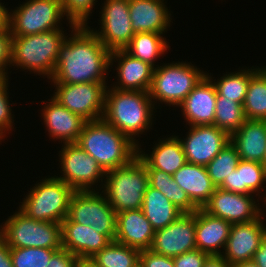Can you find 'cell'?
Returning <instances> with one entry per match:
<instances>
[{"instance_id": "6da1fadb", "label": "cell", "mask_w": 266, "mask_h": 267, "mask_svg": "<svg viewBox=\"0 0 266 267\" xmlns=\"http://www.w3.org/2000/svg\"><path fill=\"white\" fill-rule=\"evenodd\" d=\"M109 60L110 51L99 38L87 26H76L59 50L50 81L64 84L108 82Z\"/></svg>"}, {"instance_id": "7a4b0ae2", "label": "cell", "mask_w": 266, "mask_h": 267, "mask_svg": "<svg viewBox=\"0 0 266 267\" xmlns=\"http://www.w3.org/2000/svg\"><path fill=\"white\" fill-rule=\"evenodd\" d=\"M155 108L148 92L107 87L103 119L139 145L135 137L152 129Z\"/></svg>"}, {"instance_id": "3957f363", "label": "cell", "mask_w": 266, "mask_h": 267, "mask_svg": "<svg viewBox=\"0 0 266 267\" xmlns=\"http://www.w3.org/2000/svg\"><path fill=\"white\" fill-rule=\"evenodd\" d=\"M76 144L105 172L130 163L138 154V145L103 118L86 121Z\"/></svg>"}, {"instance_id": "277c9868", "label": "cell", "mask_w": 266, "mask_h": 267, "mask_svg": "<svg viewBox=\"0 0 266 267\" xmlns=\"http://www.w3.org/2000/svg\"><path fill=\"white\" fill-rule=\"evenodd\" d=\"M61 29L50 30L39 34L12 36L11 65L13 68L26 70L29 74L51 79L59 50L64 44L68 33Z\"/></svg>"}, {"instance_id": "5b68a950", "label": "cell", "mask_w": 266, "mask_h": 267, "mask_svg": "<svg viewBox=\"0 0 266 267\" xmlns=\"http://www.w3.org/2000/svg\"><path fill=\"white\" fill-rule=\"evenodd\" d=\"M149 186L146 165L137 156L130 163L106 172L102 192L116 213L141 209Z\"/></svg>"}, {"instance_id": "8992f818", "label": "cell", "mask_w": 266, "mask_h": 267, "mask_svg": "<svg viewBox=\"0 0 266 267\" xmlns=\"http://www.w3.org/2000/svg\"><path fill=\"white\" fill-rule=\"evenodd\" d=\"M206 73L186 61L159 65L153 70L149 96L156 107L157 101L178 107Z\"/></svg>"}, {"instance_id": "52a82bcc", "label": "cell", "mask_w": 266, "mask_h": 267, "mask_svg": "<svg viewBox=\"0 0 266 267\" xmlns=\"http://www.w3.org/2000/svg\"><path fill=\"white\" fill-rule=\"evenodd\" d=\"M75 190L55 176L35 184L20 202L19 209L37 221L61 223L67 218Z\"/></svg>"}, {"instance_id": "ba28073f", "label": "cell", "mask_w": 266, "mask_h": 267, "mask_svg": "<svg viewBox=\"0 0 266 267\" xmlns=\"http://www.w3.org/2000/svg\"><path fill=\"white\" fill-rule=\"evenodd\" d=\"M8 217L0 225V235L9 247L62 249L61 223L37 221L20 209Z\"/></svg>"}, {"instance_id": "9c48e42d", "label": "cell", "mask_w": 266, "mask_h": 267, "mask_svg": "<svg viewBox=\"0 0 266 267\" xmlns=\"http://www.w3.org/2000/svg\"><path fill=\"white\" fill-rule=\"evenodd\" d=\"M64 17L61 0H26L11 9L9 31L11 36H26L60 29Z\"/></svg>"}, {"instance_id": "30bf717a", "label": "cell", "mask_w": 266, "mask_h": 267, "mask_svg": "<svg viewBox=\"0 0 266 267\" xmlns=\"http://www.w3.org/2000/svg\"><path fill=\"white\" fill-rule=\"evenodd\" d=\"M67 218L75 223L91 225L96 232L115 241L117 213L102 191H75Z\"/></svg>"}, {"instance_id": "8fae6325", "label": "cell", "mask_w": 266, "mask_h": 267, "mask_svg": "<svg viewBox=\"0 0 266 267\" xmlns=\"http://www.w3.org/2000/svg\"><path fill=\"white\" fill-rule=\"evenodd\" d=\"M59 162L61 165L60 173L63 175H59L60 177L54 176L75 191L95 190V186L99 188L96 189L97 191L102 189L106 172L78 144H62L61 151H59ZM98 182L100 183L99 185L97 184Z\"/></svg>"}, {"instance_id": "7c38bea8", "label": "cell", "mask_w": 266, "mask_h": 267, "mask_svg": "<svg viewBox=\"0 0 266 267\" xmlns=\"http://www.w3.org/2000/svg\"><path fill=\"white\" fill-rule=\"evenodd\" d=\"M54 85L53 98L86 121L103 118L107 82Z\"/></svg>"}, {"instance_id": "4fadbf2b", "label": "cell", "mask_w": 266, "mask_h": 267, "mask_svg": "<svg viewBox=\"0 0 266 267\" xmlns=\"http://www.w3.org/2000/svg\"><path fill=\"white\" fill-rule=\"evenodd\" d=\"M102 5L100 29L87 27L110 52L124 50L135 34L130 20L129 0H105Z\"/></svg>"}, {"instance_id": "5bb4252c", "label": "cell", "mask_w": 266, "mask_h": 267, "mask_svg": "<svg viewBox=\"0 0 266 267\" xmlns=\"http://www.w3.org/2000/svg\"><path fill=\"white\" fill-rule=\"evenodd\" d=\"M254 197V198H253ZM256 195L234 193L215 188L209 201L202 208L212 216L222 218L231 224L246 223L259 219L266 210V205H260ZM259 205V206H258ZM261 207V208H260ZM263 212V213H262Z\"/></svg>"}, {"instance_id": "9a60e30c", "label": "cell", "mask_w": 266, "mask_h": 267, "mask_svg": "<svg viewBox=\"0 0 266 267\" xmlns=\"http://www.w3.org/2000/svg\"><path fill=\"white\" fill-rule=\"evenodd\" d=\"M180 141L188 163L206 166L230 143V136L214 125L190 126Z\"/></svg>"}, {"instance_id": "2e32d148", "label": "cell", "mask_w": 266, "mask_h": 267, "mask_svg": "<svg viewBox=\"0 0 266 267\" xmlns=\"http://www.w3.org/2000/svg\"><path fill=\"white\" fill-rule=\"evenodd\" d=\"M195 249V212L183 213L165 228L156 230L150 247L154 253L171 258Z\"/></svg>"}, {"instance_id": "e0dca14e", "label": "cell", "mask_w": 266, "mask_h": 267, "mask_svg": "<svg viewBox=\"0 0 266 267\" xmlns=\"http://www.w3.org/2000/svg\"><path fill=\"white\" fill-rule=\"evenodd\" d=\"M231 225L229 237L221 256L231 265L253 259L255 251L266 236V218Z\"/></svg>"}, {"instance_id": "ac0fdd59", "label": "cell", "mask_w": 266, "mask_h": 267, "mask_svg": "<svg viewBox=\"0 0 266 267\" xmlns=\"http://www.w3.org/2000/svg\"><path fill=\"white\" fill-rule=\"evenodd\" d=\"M118 62H116V61ZM117 63V81L111 84L118 90H132L148 92L152 82L154 68L127 53L125 50L110 52L109 67Z\"/></svg>"}, {"instance_id": "d6986e66", "label": "cell", "mask_w": 266, "mask_h": 267, "mask_svg": "<svg viewBox=\"0 0 266 267\" xmlns=\"http://www.w3.org/2000/svg\"><path fill=\"white\" fill-rule=\"evenodd\" d=\"M217 91L205 75L178 106L189 126L214 125Z\"/></svg>"}, {"instance_id": "ffe728a7", "label": "cell", "mask_w": 266, "mask_h": 267, "mask_svg": "<svg viewBox=\"0 0 266 267\" xmlns=\"http://www.w3.org/2000/svg\"><path fill=\"white\" fill-rule=\"evenodd\" d=\"M46 103L40 114L50 138L60 140L61 144L76 143L86 120L68 110L52 96Z\"/></svg>"}, {"instance_id": "44dd1931", "label": "cell", "mask_w": 266, "mask_h": 267, "mask_svg": "<svg viewBox=\"0 0 266 267\" xmlns=\"http://www.w3.org/2000/svg\"><path fill=\"white\" fill-rule=\"evenodd\" d=\"M61 234L62 248L79 259H90L112 241L108 236L96 232L91 225L75 223L68 218L61 222Z\"/></svg>"}, {"instance_id": "7402d4cb", "label": "cell", "mask_w": 266, "mask_h": 267, "mask_svg": "<svg viewBox=\"0 0 266 267\" xmlns=\"http://www.w3.org/2000/svg\"><path fill=\"white\" fill-rule=\"evenodd\" d=\"M231 225L230 222L212 216L202 208L197 209L195 211V243L197 249L209 256L221 255L226 246Z\"/></svg>"}, {"instance_id": "603a6c76", "label": "cell", "mask_w": 266, "mask_h": 267, "mask_svg": "<svg viewBox=\"0 0 266 267\" xmlns=\"http://www.w3.org/2000/svg\"><path fill=\"white\" fill-rule=\"evenodd\" d=\"M164 0H129V14L134 33H165L172 14Z\"/></svg>"}, {"instance_id": "cb8c5ba5", "label": "cell", "mask_w": 266, "mask_h": 267, "mask_svg": "<svg viewBox=\"0 0 266 267\" xmlns=\"http://www.w3.org/2000/svg\"><path fill=\"white\" fill-rule=\"evenodd\" d=\"M155 230L142 209L117 213L115 241L136 249H150Z\"/></svg>"}, {"instance_id": "d4e9b609", "label": "cell", "mask_w": 266, "mask_h": 267, "mask_svg": "<svg viewBox=\"0 0 266 267\" xmlns=\"http://www.w3.org/2000/svg\"><path fill=\"white\" fill-rule=\"evenodd\" d=\"M157 142L154 144L151 154L144 152L140 148L141 144L138 145L137 156L146 165V169H157L173 175L187 163L179 135L167 136Z\"/></svg>"}, {"instance_id": "484cf974", "label": "cell", "mask_w": 266, "mask_h": 267, "mask_svg": "<svg viewBox=\"0 0 266 267\" xmlns=\"http://www.w3.org/2000/svg\"><path fill=\"white\" fill-rule=\"evenodd\" d=\"M265 183L266 168L262 163L240 160L236 170L231 172L219 188L234 193L255 194L266 204V193H262L266 188Z\"/></svg>"}, {"instance_id": "4316f807", "label": "cell", "mask_w": 266, "mask_h": 267, "mask_svg": "<svg viewBox=\"0 0 266 267\" xmlns=\"http://www.w3.org/2000/svg\"><path fill=\"white\" fill-rule=\"evenodd\" d=\"M230 143L238 151L241 160L263 164L266 155V120H246L230 136Z\"/></svg>"}, {"instance_id": "83f0119b", "label": "cell", "mask_w": 266, "mask_h": 267, "mask_svg": "<svg viewBox=\"0 0 266 267\" xmlns=\"http://www.w3.org/2000/svg\"><path fill=\"white\" fill-rule=\"evenodd\" d=\"M173 179L198 208L204 207L216 188L206 166L188 162L173 174Z\"/></svg>"}, {"instance_id": "f1b7e54d", "label": "cell", "mask_w": 266, "mask_h": 267, "mask_svg": "<svg viewBox=\"0 0 266 267\" xmlns=\"http://www.w3.org/2000/svg\"><path fill=\"white\" fill-rule=\"evenodd\" d=\"M141 209L155 231L165 228L183 214L159 190L150 185L144 194Z\"/></svg>"}, {"instance_id": "f546056e", "label": "cell", "mask_w": 266, "mask_h": 267, "mask_svg": "<svg viewBox=\"0 0 266 267\" xmlns=\"http://www.w3.org/2000/svg\"><path fill=\"white\" fill-rule=\"evenodd\" d=\"M164 33L142 32L135 33L128 46L124 49L131 56L148 63L154 69L158 67L156 60L167 53L169 42L163 37ZM165 52V53H164Z\"/></svg>"}, {"instance_id": "4dcf8cb0", "label": "cell", "mask_w": 266, "mask_h": 267, "mask_svg": "<svg viewBox=\"0 0 266 267\" xmlns=\"http://www.w3.org/2000/svg\"><path fill=\"white\" fill-rule=\"evenodd\" d=\"M149 185L159 190L183 213H193L199 209L173 179V175L157 169H147Z\"/></svg>"}, {"instance_id": "1f68e13d", "label": "cell", "mask_w": 266, "mask_h": 267, "mask_svg": "<svg viewBox=\"0 0 266 267\" xmlns=\"http://www.w3.org/2000/svg\"><path fill=\"white\" fill-rule=\"evenodd\" d=\"M258 66H253L249 69L243 68L234 72H226V74L219 79H212L211 74L206 75L212 80L215 85L217 95L225 97V99L234 100L240 104H243L245 95L247 93V87L251 77L260 69ZM253 68V69H252Z\"/></svg>"}, {"instance_id": "d6a6232c", "label": "cell", "mask_w": 266, "mask_h": 267, "mask_svg": "<svg viewBox=\"0 0 266 267\" xmlns=\"http://www.w3.org/2000/svg\"><path fill=\"white\" fill-rule=\"evenodd\" d=\"M243 107L247 120H266V66L251 77Z\"/></svg>"}, {"instance_id": "836d02e7", "label": "cell", "mask_w": 266, "mask_h": 267, "mask_svg": "<svg viewBox=\"0 0 266 267\" xmlns=\"http://www.w3.org/2000/svg\"><path fill=\"white\" fill-rule=\"evenodd\" d=\"M140 250L111 241L89 260L98 267H137Z\"/></svg>"}, {"instance_id": "e575fe53", "label": "cell", "mask_w": 266, "mask_h": 267, "mask_svg": "<svg viewBox=\"0 0 266 267\" xmlns=\"http://www.w3.org/2000/svg\"><path fill=\"white\" fill-rule=\"evenodd\" d=\"M246 120L243 104L217 95L214 126L231 136Z\"/></svg>"}, {"instance_id": "d590c367", "label": "cell", "mask_w": 266, "mask_h": 267, "mask_svg": "<svg viewBox=\"0 0 266 267\" xmlns=\"http://www.w3.org/2000/svg\"><path fill=\"white\" fill-rule=\"evenodd\" d=\"M240 160L238 151L229 143L206 165L208 175L216 188H219L231 172L236 170Z\"/></svg>"}, {"instance_id": "8d00e7d4", "label": "cell", "mask_w": 266, "mask_h": 267, "mask_svg": "<svg viewBox=\"0 0 266 267\" xmlns=\"http://www.w3.org/2000/svg\"><path fill=\"white\" fill-rule=\"evenodd\" d=\"M60 249L10 247L13 267H47L52 255Z\"/></svg>"}, {"instance_id": "74e56055", "label": "cell", "mask_w": 266, "mask_h": 267, "mask_svg": "<svg viewBox=\"0 0 266 267\" xmlns=\"http://www.w3.org/2000/svg\"><path fill=\"white\" fill-rule=\"evenodd\" d=\"M97 0H61L65 18L70 26L74 29L76 26H87L92 9Z\"/></svg>"}, {"instance_id": "f35d334b", "label": "cell", "mask_w": 266, "mask_h": 267, "mask_svg": "<svg viewBox=\"0 0 266 267\" xmlns=\"http://www.w3.org/2000/svg\"><path fill=\"white\" fill-rule=\"evenodd\" d=\"M9 77L0 76V144L4 137L6 136V132L10 134L12 129L14 128V114H12V106L9 100Z\"/></svg>"}, {"instance_id": "ab89813d", "label": "cell", "mask_w": 266, "mask_h": 267, "mask_svg": "<svg viewBox=\"0 0 266 267\" xmlns=\"http://www.w3.org/2000/svg\"><path fill=\"white\" fill-rule=\"evenodd\" d=\"M11 39L9 29L0 30V76H7L11 65Z\"/></svg>"}, {"instance_id": "60d3db41", "label": "cell", "mask_w": 266, "mask_h": 267, "mask_svg": "<svg viewBox=\"0 0 266 267\" xmlns=\"http://www.w3.org/2000/svg\"><path fill=\"white\" fill-rule=\"evenodd\" d=\"M140 267H174L173 258L154 253L150 249L141 250L139 255Z\"/></svg>"}, {"instance_id": "b9f144b4", "label": "cell", "mask_w": 266, "mask_h": 267, "mask_svg": "<svg viewBox=\"0 0 266 267\" xmlns=\"http://www.w3.org/2000/svg\"><path fill=\"white\" fill-rule=\"evenodd\" d=\"M208 256L199 249L188 251L173 258L174 267H203Z\"/></svg>"}, {"instance_id": "7bdbcfd3", "label": "cell", "mask_w": 266, "mask_h": 267, "mask_svg": "<svg viewBox=\"0 0 266 267\" xmlns=\"http://www.w3.org/2000/svg\"><path fill=\"white\" fill-rule=\"evenodd\" d=\"M79 260L76 255L62 248L52 255L47 267H77Z\"/></svg>"}, {"instance_id": "ee69618b", "label": "cell", "mask_w": 266, "mask_h": 267, "mask_svg": "<svg viewBox=\"0 0 266 267\" xmlns=\"http://www.w3.org/2000/svg\"><path fill=\"white\" fill-rule=\"evenodd\" d=\"M0 267H13L10 247L5 239L0 235Z\"/></svg>"}, {"instance_id": "f6af8a7d", "label": "cell", "mask_w": 266, "mask_h": 267, "mask_svg": "<svg viewBox=\"0 0 266 267\" xmlns=\"http://www.w3.org/2000/svg\"><path fill=\"white\" fill-rule=\"evenodd\" d=\"M252 260L258 267H266V236L262 239L260 247L255 251Z\"/></svg>"}, {"instance_id": "bcb514c9", "label": "cell", "mask_w": 266, "mask_h": 267, "mask_svg": "<svg viewBox=\"0 0 266 267\" xmlns=\"http://www.w3.org/2000/svg\"><path fill=\"white\" fill-rule=\"evenodd\" d=\"M203 267H232L221 255H210L205 260Z\"/></svg>"}, {"instance_id": "7dc6e473", "label": "cell", "mask_w": 266, "mask_h": 267, "mask_svg": "<svg viewBox=\"0 0 266 267\" xmlns=\"http://www.w3.org/2000/svg\"><path fill=\"white\" fill-rule=\"evenodd\" d=\"M10 11L0 2V30L9 29Z\"/></svg>"}, {"instance_id": "c3c4849f", "label": "cell", "mask_w": 266, "mask_h": 267, "mask_svg": "<svg viewBox=\"0 0 266 267\" xmlns=\"http://www.w3.org/2000/svg\"><path fill=\"white\" fill-rule=\"evenodd\" d=\"M77 267H98L89 259H80L78 261Z\"/></svg>"}, {"instance_id": "681fc988", "label": "cell", "mask_w": 266, "mask_h": 267, "mask_svg": "<svg viewBox=\"0 0 266 267\" xmlns=\"http://www.w3.org/2000/svg\"><path fill=\"white\" fill-rule=\"evenodd\" d=\"M232 267H258V265L253 261H244V262H239Z\"/></svg>"}, {"instance_id": "f907efd6", "label": "cell", "mask_w": 266, "mask_h": 267, "mask_svg": "<svg viewBox=\"0 0 266 267\" xmlns=\"http://www.w3.org/2000/svg\"><path fill=\"white\" fill-rule=\"evenodd\" d=\"M263 166L266 168V155H265V159H264V162H263Z\"/></svg>"}]
</instances>
